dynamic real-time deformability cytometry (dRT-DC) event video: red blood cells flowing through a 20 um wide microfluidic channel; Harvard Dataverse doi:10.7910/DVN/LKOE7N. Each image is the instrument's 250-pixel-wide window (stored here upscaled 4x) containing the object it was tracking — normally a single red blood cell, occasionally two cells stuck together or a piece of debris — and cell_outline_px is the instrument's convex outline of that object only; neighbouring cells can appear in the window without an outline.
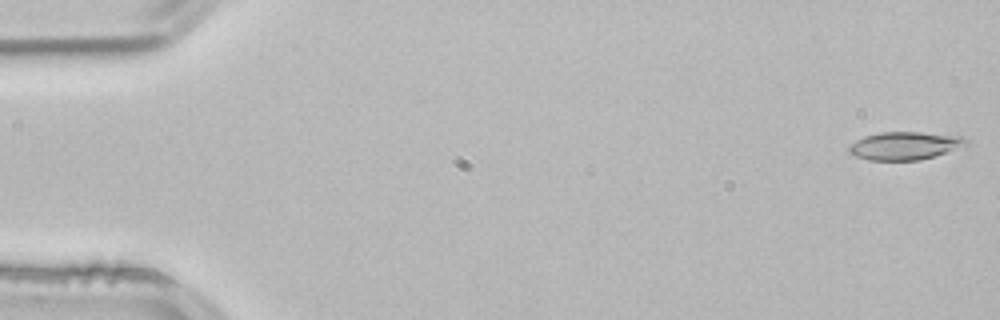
{"species": "common noctule bat (a hibernating species)", "species_latin": "Nyctalus noctula", "temperature_condition": "room temperature", "stored_images_in_passage": 5, "camera_frame_rate_fps": 3000, "um_per_image_px": 0.085, "animal": {"sex": "male", "body_mass_g": 21.5, "forearm_length_mm": 52.0}, "frame": {"image": 1, "passage_image": 1, "time_ms": 0.0, "image_size_px": [1000, 320], "cell_outline_px": [[968, 144], [920, 160], [868, 160], [856, 156], [848, 152], [848, 144], [864, 136], [880, 132], [920, 132], [964, 136], [968, 140]], "centroid_in_image_um": [76.86, 12.37], "position_along_channel_um": 8.1, "area_um2": 19.02}}